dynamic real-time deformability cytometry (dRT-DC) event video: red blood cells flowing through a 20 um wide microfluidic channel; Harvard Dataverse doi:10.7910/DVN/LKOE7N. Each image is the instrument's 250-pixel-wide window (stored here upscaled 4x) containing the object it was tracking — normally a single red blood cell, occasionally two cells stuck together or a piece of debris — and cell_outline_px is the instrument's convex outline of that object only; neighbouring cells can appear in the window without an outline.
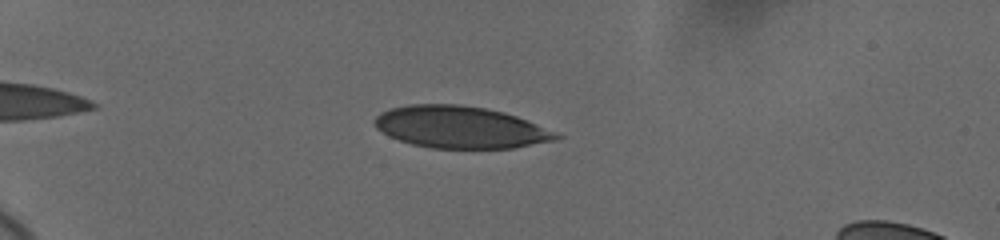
{"species": "human", "species_latin": "Homo sapiens", "temperature_condition": "cold", "stored_images_in_passage": 32, "camera_frame_rate_fps": 3000, "um_per_image_px": 0.085, "donor": {"sex": "female"}, "frame": {"image": 1, "passage_image": 25, "time_ms": 3.0, "image_size_px": [1000, 240], "cell_outline_px": [[564, 136], [556, 140], [516, 148], [432, 148], [412, 144], [388, 136], [376, 128], [372, 124], [372, 120], [380, 112], [392, 108], [408, 104], [456, 104], [484, 108], [504, 112], [516, 116], [556, 132]], "centroid_in_image_um": [39.1, 10.81], "position_along_channel_um": 45.9, "area_um2": 44.51}}